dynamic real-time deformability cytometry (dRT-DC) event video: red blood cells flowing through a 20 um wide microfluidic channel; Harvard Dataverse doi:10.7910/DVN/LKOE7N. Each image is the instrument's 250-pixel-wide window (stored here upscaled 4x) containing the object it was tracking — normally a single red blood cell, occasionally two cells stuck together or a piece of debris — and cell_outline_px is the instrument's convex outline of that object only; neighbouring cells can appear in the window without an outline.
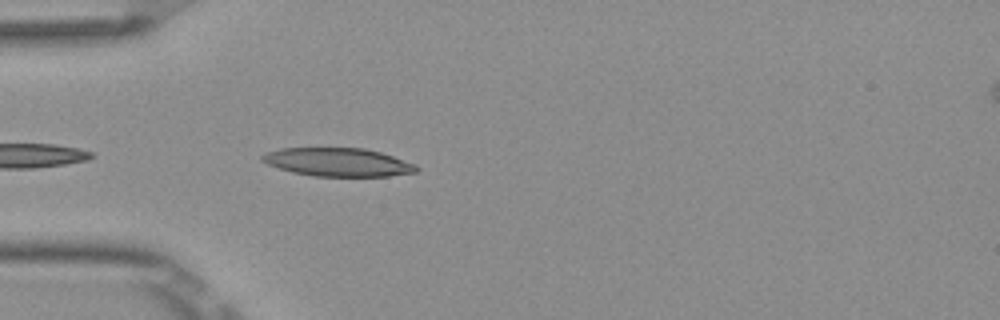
{"species": "Egyptian fruit bat (a non-hibernating species)", "species_latin": "Rousettus aegyptiacus", "temperature_condition": "room temperature", "stored_images_in_passage": 37, "camera_frame_rate_fps": 3000, "um_per_image_px": 0.085, "frame": {"image": 1, "passage_image": 2, "time_ms": 0.333, "image_size_px": [1000, 320], "cell_outline_px": [[420, 168], [416, 172], [388, 176], [312, 176], [292, 172], [268, 164], [260, 160], [260, 156], [268, 152], [280, 148], [364, 148], [380, 152], [416, 164]], "centroid_in_image_um": [28.73, 13.78], "position_along_channel_um": 56.3, "area_um2": 25.43}}
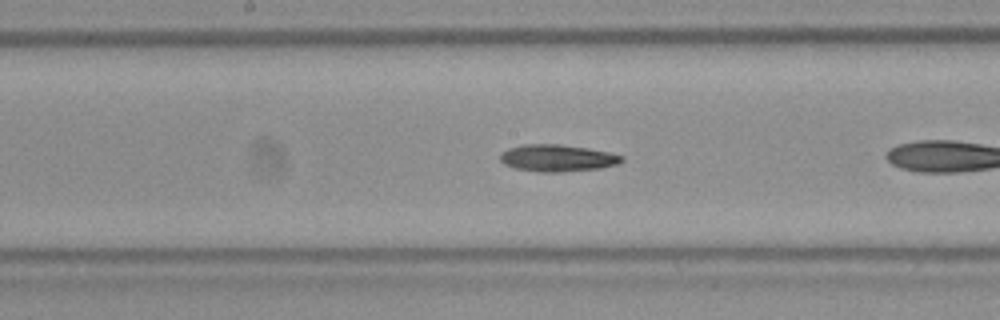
{"frame": {"image": 2, "passage_image": 11, "time_ms": 3.333, "image_size_px": [1000, 320], "cell_outline_px": [[624, 160], [616, 164], [600, 168], [560, 172], [536, 172], [516, 168], [504, 164], [500, 160], [500, 152], [508, 148], [524, 144], [560, 144], [588, 148], [608, 152], [624, 156]], "centroid_in_image_um": [47.35, 13.43], "position_along_channel_um": 200.9, "area_um2": 19.13}}
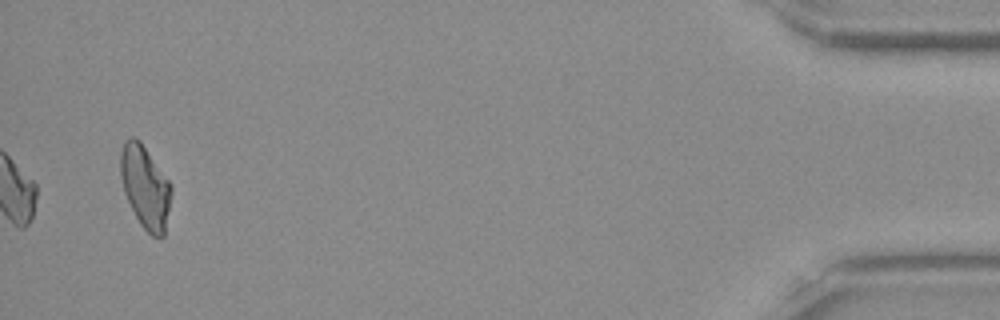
{"frame": {"image": 3, "passage_image": 37, "time_ms": 12.0, "image_size_px": [1000, 320], "cell_outline_px": [[172, 192], [164, 236], [152, 236], [140, 224], [124, 192], [120, 176], [120, 152], [124, 140], [128, 136], [132, 136], [140, 140], [168, 180], [172, 188]], "centroid_in_image_um": [12.33, 15.85], "position_along_channel_um": 422.9, "area_um2": 24.33}}